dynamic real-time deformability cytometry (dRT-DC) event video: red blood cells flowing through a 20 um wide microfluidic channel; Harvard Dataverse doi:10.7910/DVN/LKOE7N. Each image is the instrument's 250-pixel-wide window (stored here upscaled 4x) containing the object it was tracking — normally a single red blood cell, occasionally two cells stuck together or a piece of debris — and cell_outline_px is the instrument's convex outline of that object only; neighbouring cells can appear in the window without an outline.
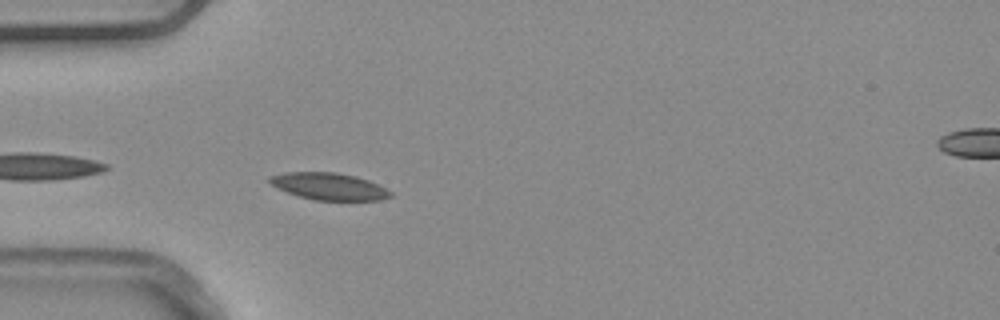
{"species": "common noctule bat (a hibernating species)", "species_latin": "Nyctalus noctula", "temperature_condition": "warm", "stored_images_in_passage": 5, "segment_of_instrument_passage": [1, 2], "camera_frame_rate_fps": 3000, "um_per_image_px": 0.085, "animal": {"sex": "male", "body_mass_g": 20.4}, "frame": {"image": 1, "passage_image": 4, "time_ms": 1.0, "image_size_px": [1000, 320], "cell_outline_px": [[392, 196], [380, 200], [316, 200], [300, 196], [288, 192], [272, 184], [268, 180], [268, 176], [284, 172], [336, 172], [356, 176], [368, 180], [392, 192]], "centroid_in_image_um": [27.97, 15.83], "position_along_channel_um": 57.0, "area_um2": 18.79}}